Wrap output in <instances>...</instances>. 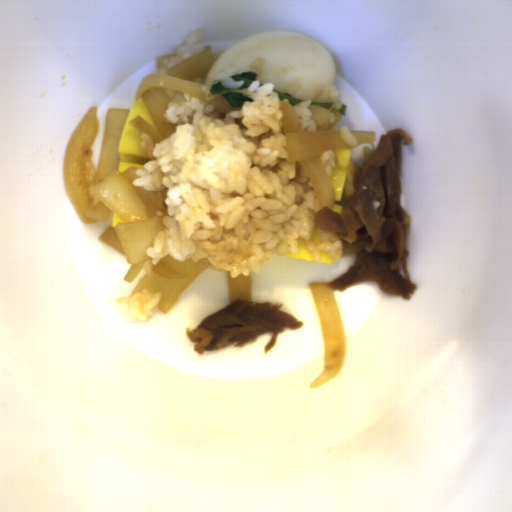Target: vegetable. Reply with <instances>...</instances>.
Listing matches in <instances>:
<instances>
[{"label": "vegetable", "mask_w": 512, "mask_h": 512, "mask_svg": "<svg viewBox=\"0 0 512 512\" xmlns=\"http://www.w3.org/2000/svg\"><path fill=\"white\" fill-rule=\"evenodd\" d=\"M346 109H347L346 103H342L341 106H340L339 111H337L339 113L340 117L341 116H346V114H347Z\"/></svg>", "instance_id": "obj_4"}, {"label": "vegetable", "mask_w": 512, "mask_h": 512, "mask_svg": "<svg viewBox=\"0 0 512 512\" xmlns=\"http://www.w3.org/2000/svg\"><path fill=\"white\" fill-rule=\"evenodd\" d=\"M310 104H314V105L323 107V108H325L326 110H329V111H330V108H331V103H323V102H318V101H311Z\"/></svg>", "instance_id": "obj_3"}, {"label": "vegetable", "mask_w": 512, "mask_h": 512, "mask_svg": "<svg viewBox=\"0 0 512 512\" xmlns=\"http://www.w3.org/2000/svg\"><path fill=\"white\" fill-rule=\"evenodd\" d=\"M259 74L253 71H245L238 74L230 75L229 78L235 81H244L243 85L237 89H227L223 86L221 81H217L215 84L211 85L209 91L213 94H221V96L227 101L230 107H240L243 105L244 101H254L250 97L242 96V89L249 87L253 80H256V77Z\"/></svg>", "instance_id": "obj_1"}, {"label": "vegetable", "mask_w": 512, "mask_h": 512, "mask_svg": "<svg viewBox=\"0 0 512 512\" xmlns=\"http://www.w3.org/2000/svg\"><path fill=\"white\" fill-rule=\"evenodd\" d=\"M273 92L278 93L280 102H281V100H288V102L291 105V107H293L295 104H298L300 102L306 101V99L295 98V97H292V96L288 95L287 93H282V92L277 91L275 89H273Z\"/></svg>", "instance_id": "obj_2"}]
</instances>
